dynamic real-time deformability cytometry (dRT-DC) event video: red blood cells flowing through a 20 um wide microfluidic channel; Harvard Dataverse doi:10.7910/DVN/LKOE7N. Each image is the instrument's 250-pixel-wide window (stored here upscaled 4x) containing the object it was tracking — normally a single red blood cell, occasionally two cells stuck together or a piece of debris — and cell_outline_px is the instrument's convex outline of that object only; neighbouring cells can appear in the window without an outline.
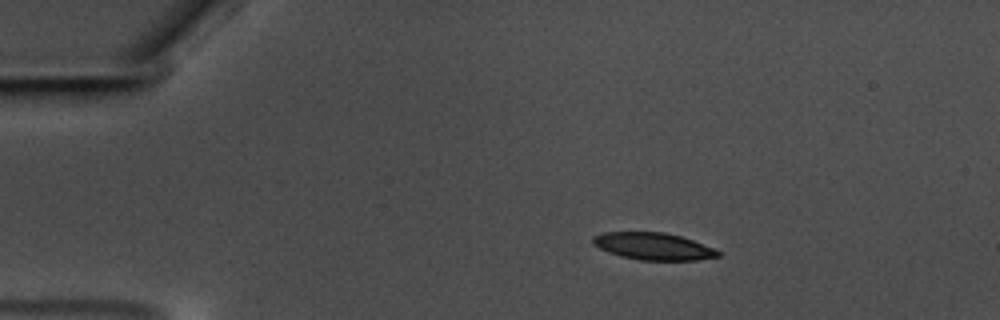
{"species": "common noctule bat (a hibernating species)", "species_latin": "Nyctalus noctula", "temperature_condition": "warm", "stored_images_in_passage": 48, "camera_frame_rate_fps": 3000, "um_per_image_px": 0.085, "animal": {"sex": "male", "body_mass_g": 17.5, "forearm_length_mm": 52.3}, "frame": {"image": 1, "passage_image": 1, "time_ms": 0.0, "image_size_px": [1000, 320], "cell_outline_px": [[720, 256], [696, 260], [640, 260], [620, 256], [608, 252], [592, 244], [592, 236], [604, 232], [664, 232], [680, 236], [692, 240], [712, 248], [720, 252]], "centroid_in_image_um": [55.48, 20.93], "position_along_channel_um": 29.5, "area_um2": 19.65}}
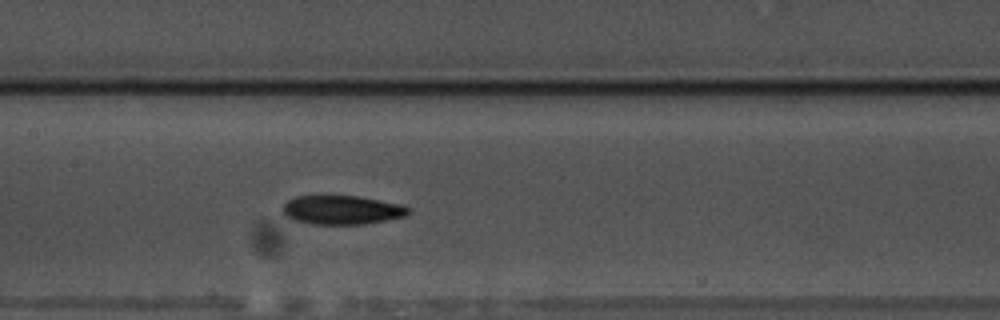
{"frame": {"image": 2, "passage_image": 19, "time_ms": 6.0, "image_size_px": [1000, 320], "cell_outline_px": [[408, 212], [404, 216], [364, 224], [312, 224], [296, 220], [284, 216], [284, 204], [288, 200], [296, 196], [324, 192], [328, 192], [360, 196], [400, 204], [408, 208]], "centroid_in_image_um": [28.98, 17.78], "position_along_channel_um": 178.4, "area_um2": 21.85}}
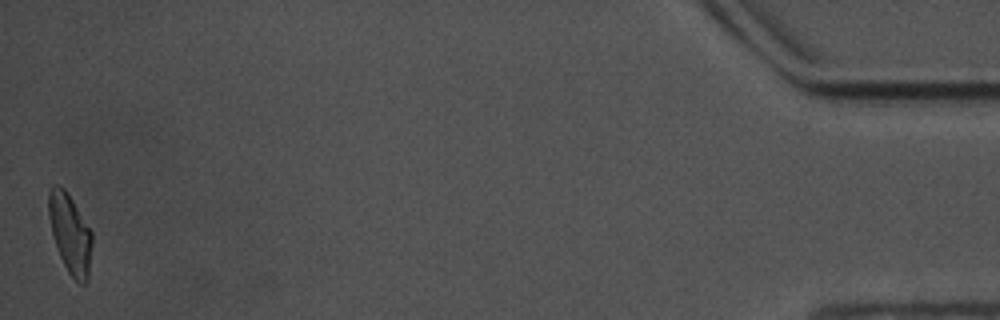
{"frame": {"image": 3, "passage_image": 48, "time_ms": 15.667, "image_size_px": [1000, 320], "cell_outline_px": [[92, 240], [88, 280], [84, 284], [80, 284], [68, 272], [60, 256], [52, 232], [48, 216], [48, 192], [52, 184], [60, 184], [64, 188], [72, 200], [92, 232]], "centroid_in_image_um": [5.95, 19.83], "position_along_channel_um": 429.3, "area_um2": 19.94}, "authors_computed_cell_mechanics": {"area_um2": 20.7791, "velocity_mm_per_s": 3.5396, "shape_relaxation_time_tau1_ms": 4.1639, "shape_relaxation_time_tau2_ms": 7.4044, "deformation_change_tau1": 0.1389, "deformation_change_tau2": 0.1569}}